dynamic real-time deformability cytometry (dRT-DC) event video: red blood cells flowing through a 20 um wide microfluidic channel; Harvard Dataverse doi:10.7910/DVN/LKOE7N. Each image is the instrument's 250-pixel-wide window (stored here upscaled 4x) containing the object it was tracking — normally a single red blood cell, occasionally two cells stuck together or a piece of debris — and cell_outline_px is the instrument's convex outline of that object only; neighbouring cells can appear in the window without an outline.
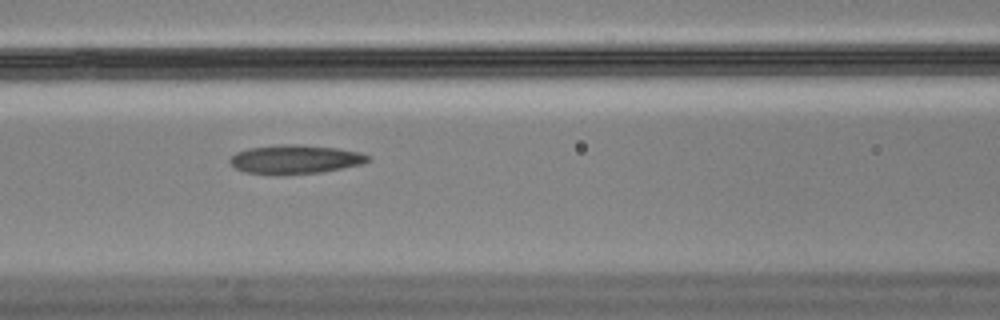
{"species": "Egyptian fruit bat (a non-hibernating species)", "species_latin": "Rousettus aegyptiacus", "temperature_condition": "cold", "stored_images_in_passage": 16, "camera_frame_rate_fps": 3000, "um_per_image_px": 0.085, "animal": {"sex": "male"}, "frame": {"image": 1, "passage_image": 5, "time_ms": 1.333, "image_size_px": [1000, 320], "cell_outline_px": [[372, 160], [360, 164], [320, 172], [272, 176], [244, 172], [236, 168], [228, 160], [236, 152], [248, 148], [292, 140], [360, 152], [372, 156]], "centroid_in_image_um": [25.07, 13.49], "position_along_channel_um": 141.5, "area_um2": 24.57}}
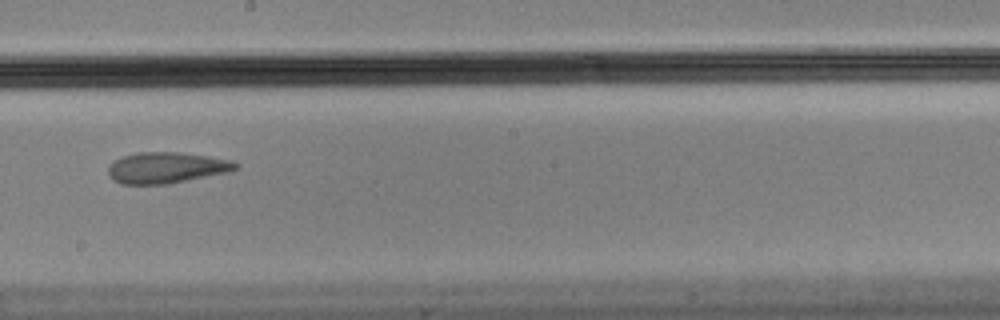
{"frame": {"image": 2, "passage_image": 13, "time_ms": 4.0, "image_size_px": [1000, 320], "cell_outline_px": [[240, 168], [232, 172], [172, 184], [120, 184], [112, 180], [108, 176], [108, 164], [112, 160], [136, 152], [180, 152], [208, 156], [232, 160], [240, 164]], "centroid_in_image_um": [14.18, 14.26], "position_along_channel_um": 234.0, "area_um2": 23.81}}
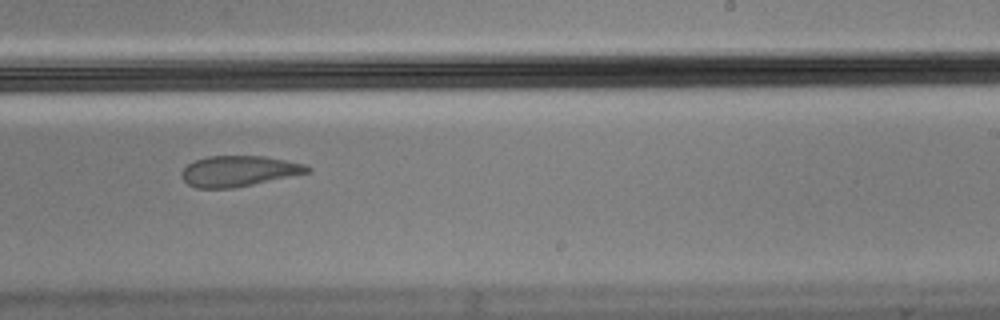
{"frame": {"image": 3, "passage_image": 16, "time_ms": 5.0, "image_size_px": [1000, 320], "cell_outline_px": [[312, 172], [232, 188], [196, 188], [188, 184], [180, 176], [180, 172], [188, 164], [196, 160], [216, 152], [256, 152], [304, 164], [312, 168]], "centroid_in_image_um": [20.31, 14.44], "position_along_channel_um": 268.7, "area_um2": 24.16}}